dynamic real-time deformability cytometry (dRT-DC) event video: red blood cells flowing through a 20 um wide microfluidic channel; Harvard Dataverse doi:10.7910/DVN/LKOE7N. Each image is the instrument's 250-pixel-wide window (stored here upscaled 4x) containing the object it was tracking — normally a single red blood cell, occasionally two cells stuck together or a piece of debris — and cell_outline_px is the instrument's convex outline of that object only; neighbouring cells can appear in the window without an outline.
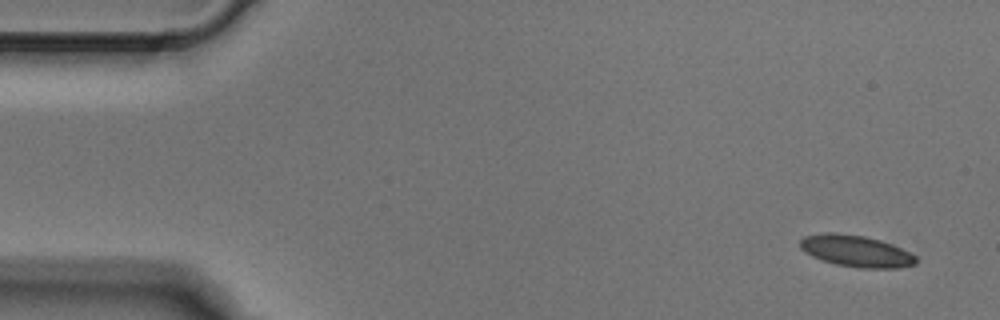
{"species": "Egyptian fruit bat (a non-hibernating species)", "species_latin": "Rousettus aegyptiacus", "temperature_condition": "cold", "stored_images_in_passage": 4, "camera_frame_rate_fps": 3000, "um_per_image_px": 0.085, "animal": {"sex": "male"}, "frame": {"image": 1, "passage_image": 1, "time_ms": 0.0, "image_size_px": [1000, 320], "cell_outline_px": [[916, 264], [896, 268], [856, 268], [836, 264], [812, 256], [800, 248], [800, 240], [804, 236], [828, 232], [832, 232], [864, 236], [880, 240], [892, 244], [916, 256]], "centroid_in_image_um": [72.76, 21.34], "position_along_channel_um": 12.2, "area_um2": 21.15}}
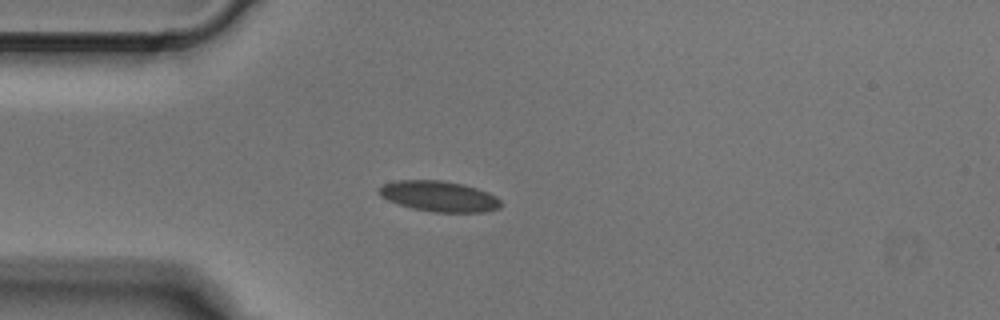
{"frame": {"image": 2, "passage_image": 4, "time_ms": 1.0, "image_size_px": [1000, 320], "cell_outline_px": [[504, 204], [500, 208], [484, 212], [436, 212], [412, 208], [388, 200], [380, 196], [376, 192], [384, 184], [396, 180], [444, 180], [464, 184], [488, 192], [496, 196]], "centroid_in_image_um": [37.35, 16.68], "position_along_channel_um": 47.7, "area_um2": 21.85}}